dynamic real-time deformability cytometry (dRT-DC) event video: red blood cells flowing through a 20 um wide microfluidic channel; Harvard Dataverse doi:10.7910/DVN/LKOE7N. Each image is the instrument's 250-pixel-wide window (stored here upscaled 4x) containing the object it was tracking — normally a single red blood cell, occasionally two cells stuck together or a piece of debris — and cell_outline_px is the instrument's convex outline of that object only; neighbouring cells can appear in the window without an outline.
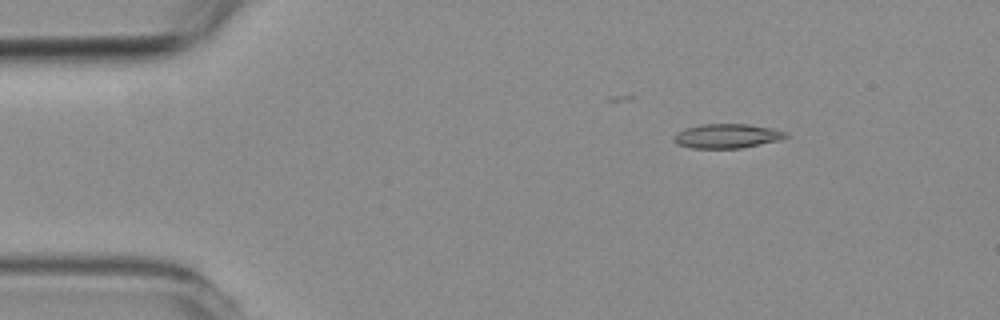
{"species": "common noctule bat (a hibernating species)", "species_latin": "Nyctalus noctula", "temperature_condition": "room temperature", "stored_images_in_passage": 5, "camera_frame_rate_fps": 3000, "um_per_image_px": 0.085, "animal": {"sex": "female", "body_mass_g": 19.3, "forearm_length_mm": 54.1}, "frame": {"image": 1, "passage_image": 3, "time_ms": 2.333, "image_size_px": [1000, 320], "cell_outline_px": [[788, 136], [780, 140], [740, 148], [692, 148], [676, 144], [672, 140], [672, 136], [684, 128], [704, 124], [748, 124], [772, 128], [788, 132]], "centroid_in_image_um": [61.77, 11.56], "position_along_channel_um": 23.2, "area_um2": 15.95}}